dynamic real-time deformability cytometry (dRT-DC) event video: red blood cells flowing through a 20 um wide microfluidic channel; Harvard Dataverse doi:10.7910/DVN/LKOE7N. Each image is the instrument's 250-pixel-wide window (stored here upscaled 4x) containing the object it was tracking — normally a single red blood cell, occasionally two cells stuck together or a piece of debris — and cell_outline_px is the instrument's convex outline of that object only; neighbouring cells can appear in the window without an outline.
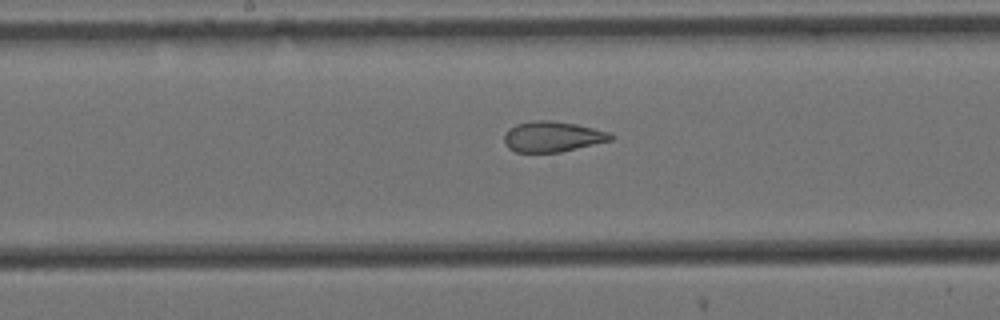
{"species": "Egyptian fruit bat (a non-hibernating species)", "species_latin": "Rousettus aegyptiacus", "temperature_condition": "cold", "stored_images_in_passage": 7, "segment_of_instrument_passage": [1, 2], "camera_frame_rate_fps": 3000, "um_per_image_px": 0.085, "animal": {"sex": "female"}, "frame": {"image": 1, "passage_image": 6, "time_ms": 1.667, "image_size_px": [1000, 320], "cell_outline_px": [[616, 136], [612, 140], [560, 152], [516, 152], [508, 148], [504, 144], [504, 136], [516, 124], [532, 120], [548, 120], [576, 124], [612, 132]], "centroid_in_image_um": [47.0, 11.61], "position_along_channel_um": 201.2, "area_um2": 18.96}}